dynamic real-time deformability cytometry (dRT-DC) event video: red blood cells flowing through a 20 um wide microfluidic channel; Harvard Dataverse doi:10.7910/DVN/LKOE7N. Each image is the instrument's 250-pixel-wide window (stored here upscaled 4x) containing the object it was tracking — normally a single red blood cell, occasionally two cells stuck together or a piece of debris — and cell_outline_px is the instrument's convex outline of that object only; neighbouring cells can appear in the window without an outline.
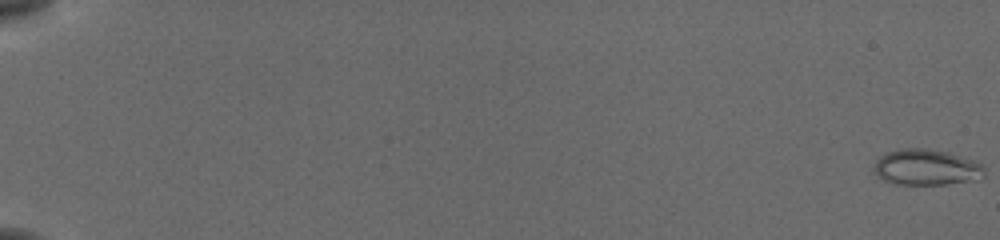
{"species": "common noctule bat (a hibernating species)", "species_latin": "Nyctalus noctula", "temperature_condition": "cold", "stored_images_in_passage": 55, "camera_frame_rate_fps": 3000, "um_per_image_px": 0.085, "animal": {"sex": "female", "body_mass_g": 19.5, "forearm_length_mm": 54.1}, "frame": {"image": 1, "passage_image": 1, "time_ms": 0.0, "image_size_px": [1000, 240], "cell_outline_px": [[984, 176], [948, 184], [896, 184], [884, 180], [876, 176], [872, 168], [876, 160], [880, 156], [888, 152], [900, 148], [924, 148], [948, 152], [972, 160], [980, 164], [984, 168]], "centroid_in_image_um": [78.66, 14.21], "position_along_channel_um": 6.3, "area_um2": 22.89}}
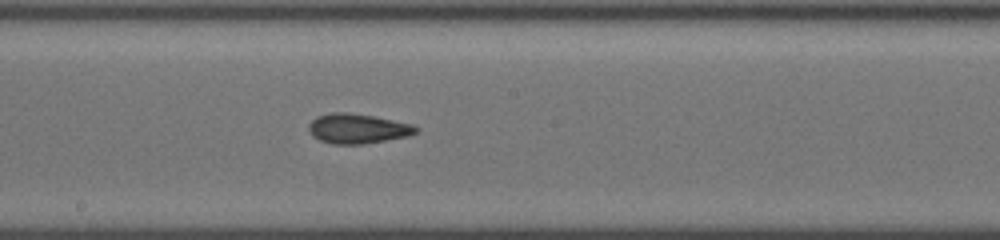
{"frame": {"image": 2, "passage_image": 34, "time_ms": 11.0, "image_size_px": [1000, 240], "cell_outline_px": [[420, 128], [416, 132], [408, 136], [364, 144], [332, 144], [320, 140], [312, 136], [308, 128], [308, 124], [316, 116], [332, 112], [348, 112], [372, 116], [412, 124]], "centroid_in_image_um": [30.37, 10.93], "position_along_channel_um": 217.8, "area_um2": 18.61}}
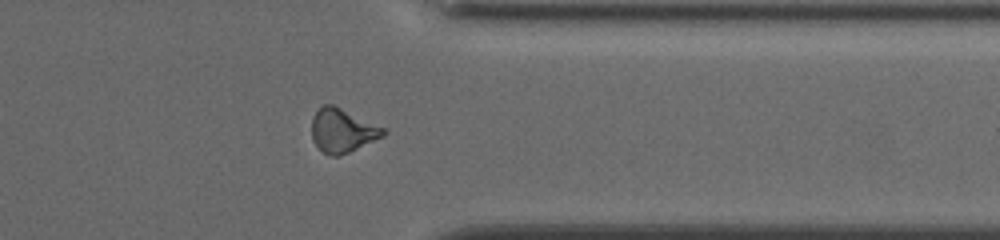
{"frame": {"image": 3, "passage_image": 47, "time_ms": 15.333, "image_size_px": [1000, 240], "cell_outline_px": [[388, 132], [384, 136], [340, 156], [332, 156], [324, 152], [312, 140], [312, 116], [324, 104], [332, 104], [384, 128]], "centroid_in_image_um": [29.1, 11.1], "position_along_channel_um": 382.3, "area_um2": 17.98}}